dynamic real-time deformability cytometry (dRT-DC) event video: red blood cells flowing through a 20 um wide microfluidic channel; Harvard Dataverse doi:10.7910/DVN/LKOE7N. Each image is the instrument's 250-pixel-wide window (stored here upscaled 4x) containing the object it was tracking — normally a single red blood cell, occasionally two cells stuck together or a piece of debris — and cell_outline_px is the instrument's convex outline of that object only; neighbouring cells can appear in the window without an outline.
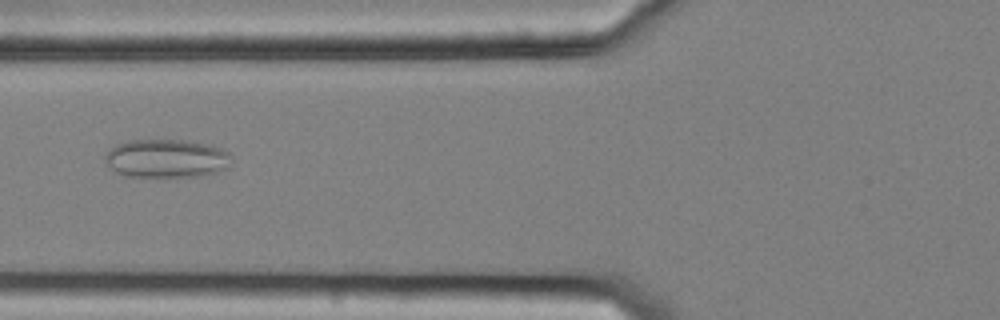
{"species": "common noctule bat (a hibernating species)", "species_latin": "Nyctalus noctula", "temperature_condition": "cold", "stored_images_in_passage": 12, "camera_frame_rate_fps": 3000, "um_per_image_px": 0.085, "animal": {"sex": "female", "body_mass_g": 25.1}, "frame": {"image": 1, "passage_image": 9, "time_ms": 2.667, "image_size_px": [1000, 320], "cell_outline_px": [[232, 164], [224, 172], [200, 176], [164, 180], [156, 180], [124, 176], [116, 172], [104, 160], [104, 152], [108, 148], [116, 144], [128, 140], [188, 140], [212, 144], [228, 152], [232, 156]], "centroid_in_image_um": [14.18, 13.52], "position_along_channel_um": 111.6, "area_um2": 30.23}}